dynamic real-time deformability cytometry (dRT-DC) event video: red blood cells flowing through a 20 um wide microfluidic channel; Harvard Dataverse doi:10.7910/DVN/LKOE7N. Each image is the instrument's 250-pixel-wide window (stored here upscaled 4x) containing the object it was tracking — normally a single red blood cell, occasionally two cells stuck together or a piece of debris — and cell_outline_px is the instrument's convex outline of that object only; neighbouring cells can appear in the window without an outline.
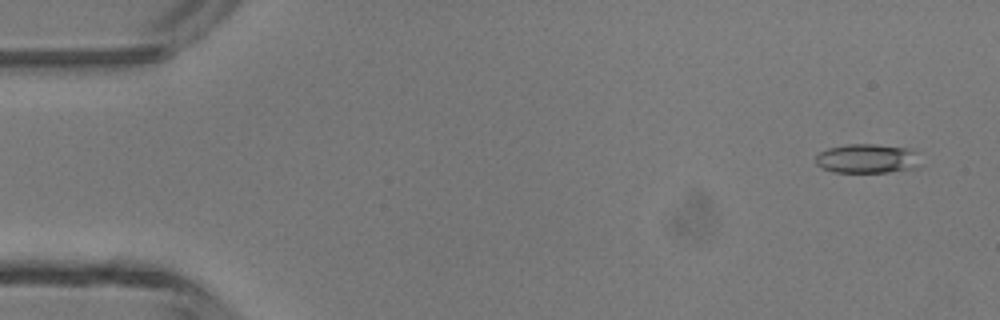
{"species": "common noctule bat (a hibernating species)", "species_latin": "Nyctalus noctula", "temperature_condition": "room temperature", "stored_images_in_passage": 47, "camera_frame_rate_fps": 3000, "um_per_image_px": 0.085, "animal": {"sex": "male", "body_mass_g": 13.3}, "frame": {"image": 1, "passage_image": 3, "time_ms": 0.667, "image_size_px": [1000, 320], "cell_outline_px": [[920, 168], [888, 172], [832, 172], [816, 164], [816, 156], [820, 152], [828, 148], [848, 144], [876, 144], [908, 148], [916, 152], [920, 164]], "centroid_in_image_um": [73.75, 13.48], "position_along_channel_um": 11.3, "area_um2": 17.98}}
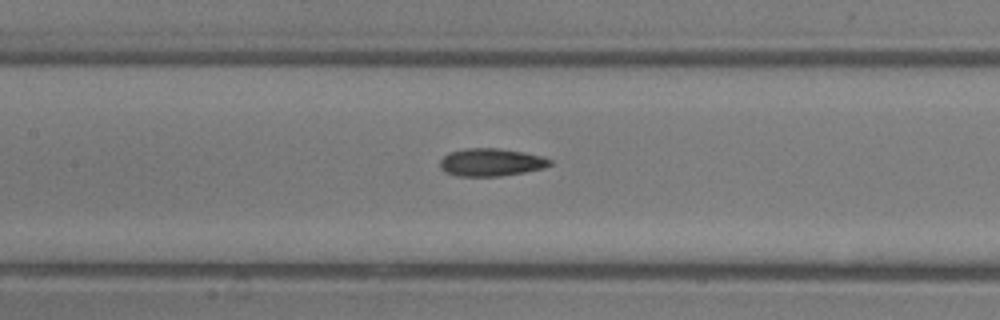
{"frame": {"image": 2, "passage_image": 22, "time_ms": 7.0, "image_size_px": [1000, 320], "cell_outline_px": [[552, 164], [544, 168], [524, 172], [500, 176], [460, 176], [444, 172], [440, 168], [440, 160], [448, 152], [464, 148], [500, 148], [524, 152], [540, 156], [552, 160]], "centroid_in_image_um": [41.72, 13.79], "position_along_channel_um": 165.7, "area_um2": 17.86}}
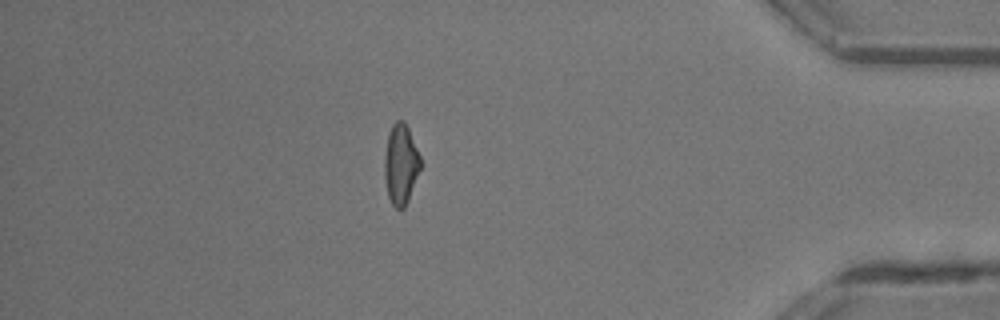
{"frame": {"image": 3, "passage_image": 41, "time_ms": 13.333, "image_size_px": [1000, 320], "cell_outline_px": [[420, 168], [408, 200], [404, 208], [396, 208], [392, 204], [388, 196], [384, 176], [384, 156], [388, 132], [392, 124], [396, 120], [404, 120], [408, 128], [420, 156]], "centroid_in_image_um": [34.04, 13.93], "position_along_channel_um": 401.2, "area_um2": 16.76}, "authors_computed_cell_mechanics": {"area_um2": 17.2822, "velocity_mm_per_s": 4.3951, "shape_relaxation_time_tau1_ms": 5.2462, "shape_relaxation_time_tau2_ms": 2.2723, "deformation_change_tau1": 0.1577, "deformation_change_tau2": 0.1057}}